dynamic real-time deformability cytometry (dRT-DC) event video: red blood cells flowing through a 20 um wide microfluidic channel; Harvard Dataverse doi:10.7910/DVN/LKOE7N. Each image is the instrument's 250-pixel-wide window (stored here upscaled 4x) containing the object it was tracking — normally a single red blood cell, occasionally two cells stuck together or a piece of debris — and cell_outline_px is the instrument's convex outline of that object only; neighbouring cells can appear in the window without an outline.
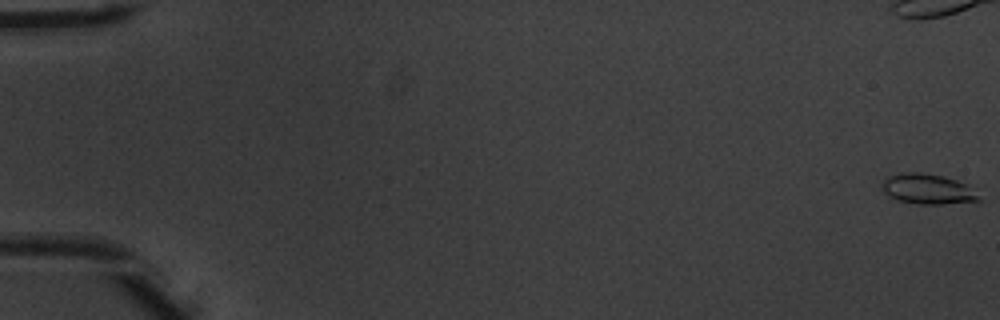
{"species": "common noctule bat (a hibernating species)", "species_latin": "Nyctalus noctula", "temperature_condition": "warm", "stored_images_in_passage": 54, "camera_frame_rate_fps": 3000, "um_per_image_px": 0.085, "animal": {"sex": "male", "body_mass_g": 20.1, "forearm_length_mm": 53.5}, "frame": {"image": 1, "passage_image": 1, "time_ms": 0.0, "image_size_px": [1000, 320], "cell_outline_px": [[980, 200], [944, 204], [916, 204], [900, 200], [888, 196], [884, 192], [880, 184], [888, 176], [900, 172], [924, 172], [944, 176], [968, 184]], "centroid_in_image_um": [78.8, 16.05], "position_along_channel_um": 6.2, "area_um2": 17.05}, "authors_computed_cell_mechanics": {"area_um2": 15.9239, "velocity_mm_per_s": 3.9381, "shape_relaxation_time_tau1_ms": 3.5089, "shape_relaxation_time_tau2_ms": 1.8692, "deformation_change_tau1": 0.1339, "deformation_change_tau2": 0.0732}}